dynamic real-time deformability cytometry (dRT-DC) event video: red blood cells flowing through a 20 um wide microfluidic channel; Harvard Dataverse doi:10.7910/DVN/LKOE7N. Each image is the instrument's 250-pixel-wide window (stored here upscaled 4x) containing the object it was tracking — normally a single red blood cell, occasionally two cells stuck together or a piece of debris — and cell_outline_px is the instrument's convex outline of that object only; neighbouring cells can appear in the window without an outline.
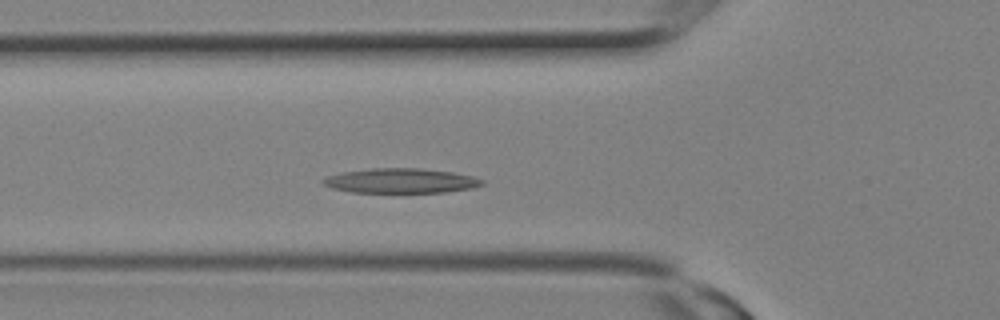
{"species": "Egyptian fruit bat (a non-hibernating species)", "species_latin": "Rousettus aegyptiacus", "temperature_condition": "room temperature", "stored_images_in_passage": 9, "camera_frame_rate_fps": 3000, "um_per_image_px": 0.085, "animal": {"sex": "female"}, "frame": {"image": 1, "passage_image": 4, "time_ms": 1.0, "image_size_px": [1000, 320], "cell_outline_px": [[484, 184], [472, 188], [444, 192], [352, 192], [332, 188], [324, 184], [320, 180], [328, 176], [340, 172], [372, 168], [420, 168], [452, 172], [472, 176], [484, 180]], "centroid_in_image_um": [34.06, 15.36], "position_along_channel_um": 91.7, "area_um2": 22.83}}
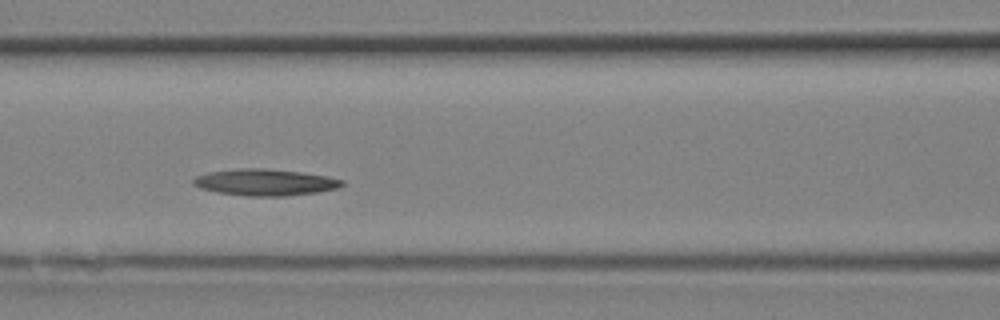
{"frame": {"image": 2, "passage_image": 6, "time_ms": 1.667, "image_size_px": [1000, 320], "cell_outline_px": [[344, 184], [340, 188], [320, 192], [284, 196], [248, 196], [216, 192], [200, 188], [192, 184], [192, 180], [196, 176], [208, 172], [236, 168], [264, 168], [300, 172], [328, 176], [344, 180]], "centroid_in_image_um": [22.54, 15.49], "position_along_channel_um": 144.1, "area_um2": 23.24}}
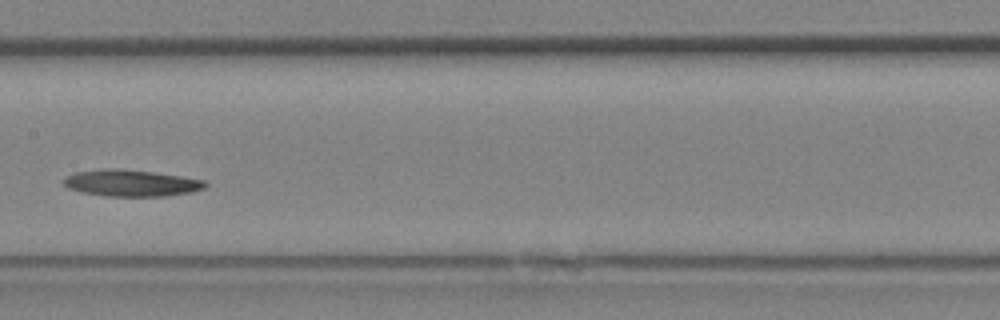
{"frame": {"image": 3, "passage_image": 8, "time_ms": 2.333, "image_size_px": [1000, 320], "cell_outline_px": [[208, 184], [204, 188], [192, 192], [164, 196], [104, 196], [80, 192], [68, 188], [64, 184], [64, 176], [76, 172], [100, 168], [112, 168], [152, 172], [180, 176], [204, 180]], "centroid_in_image_um": [11.11, 15.56], "position_along_channel_um": 196.3, "area_um2": 21.96}}